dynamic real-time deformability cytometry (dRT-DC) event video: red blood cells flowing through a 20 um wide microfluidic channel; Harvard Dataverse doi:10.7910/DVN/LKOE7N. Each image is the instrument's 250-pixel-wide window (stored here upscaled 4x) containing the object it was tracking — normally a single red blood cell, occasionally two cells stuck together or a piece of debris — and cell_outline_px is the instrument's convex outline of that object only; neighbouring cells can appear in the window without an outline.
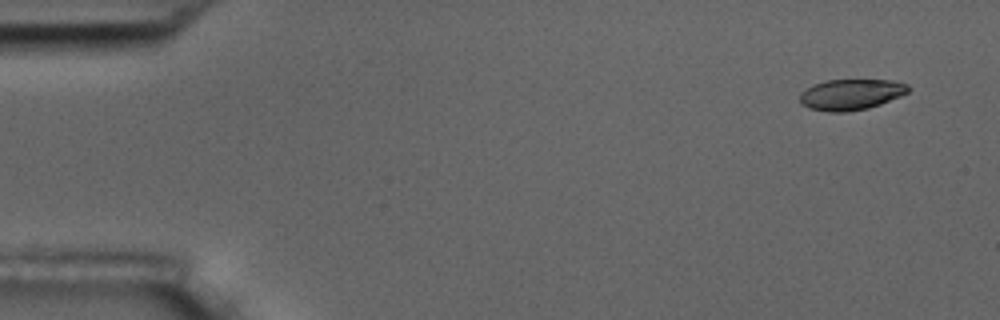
{"species": "common noctule bat (a hibernating species)", "species_latin": "Nyctalus noctula", "temperature_condition": "room temperature", "stored_images_in_passage": 6, "camera_frame_rate_fps": 3000, "um_per_image_px": 0.085, "animal": {"sex": "male", "body_mass_g": 17.5, "forearm_length_mm": 52.3}, "frame": {"image": 1, "passage_image": 1, "time_ms": 0.0, "image_size_px": [1000, 320], "cell_outline_px": [[908, 92], [900, 96], [880, 104], [868, 108], [848, 112], [828, 112], [808, 108], [800, 100], [800, 92], [816, 84], [828, 80], [892, 80], [908, 84]], "centroid_in_image_um": [72.34, 8.04], "position_along_channel_um": 12.7, "area_um2": 19.31}}
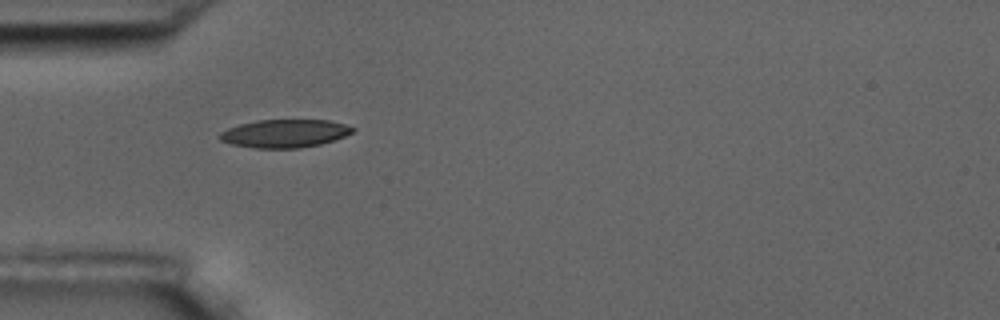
{"frame": {"image": 2, "passage_image": 5, "time_ms": 4.667, "image_size_px": [1000, 320], "cell_outline_px": [[356, 128], [352, 132], [344, 136], [320, 144], [300, 148], [252, 148], [232, 144], [220, 140], [216, 136], [220, 132], [228, 128], [240, 124], [256, 120], [328, 120], [344, 124]], "centroid_in_image_um": [24.15, 11.34], "position_along_channel_um": 60.8, "area_um2": 21.73}}